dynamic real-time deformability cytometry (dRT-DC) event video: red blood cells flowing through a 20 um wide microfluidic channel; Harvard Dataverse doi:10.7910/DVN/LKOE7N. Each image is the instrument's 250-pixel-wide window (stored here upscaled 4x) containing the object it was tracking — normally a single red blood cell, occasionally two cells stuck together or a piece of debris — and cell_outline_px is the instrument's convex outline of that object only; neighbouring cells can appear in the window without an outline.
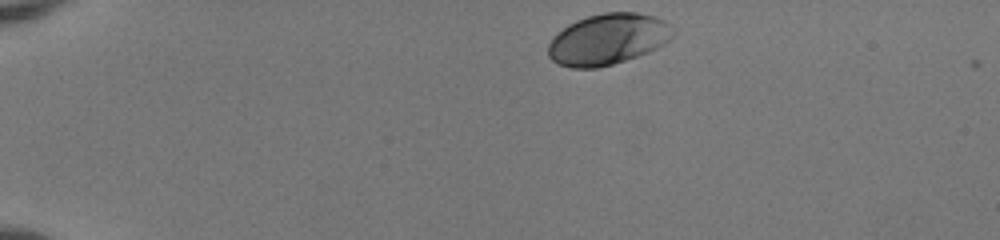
{"species": "human", "species_latin": "Homo sapiens", "temperature_condition": "room temperature", "stored_images_in_passage": 43, "camera_frame_rate_fps": 3000, "um_per_image_px": 0.085, "donor": {"sex": "female"}, "frame": {"image": 1, "passage_image": 1, "time_ms": 0.0, "image_size_px": [1000, 240], "cell_outline_px": [[676, 36], [664, 44], [648, 52], [612, 64], [596, 68], [572, 68], [560, 64], [552, 60], [548, 56], [548, 44], [568, 24], [576, 20], [588, 16], [604, 12], [636, 12], [656, 16], [664, 20], [676, 32]], "centroid_in_image_um": [51.72, 3.32], "position_along_channel_um": 33.3, "area_um2": 37.05}}
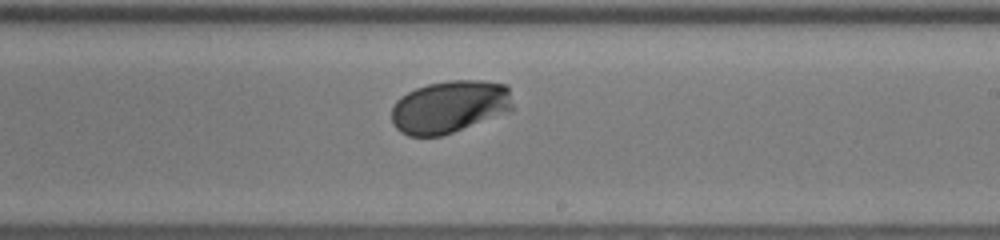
{"frame": {"image": 2, "passage_image": 24, "time_ms": 7.667, "image_size_px": [1000, 240], "cell_outline_px": [[512, 112], [440, 136], [408, 136], [400, 132], [392, 124], [392, 108], [396, 100], [400, 96], [416, 88], [428, 84], [448, 80], [480, 80], [508, 84], [512, 104]], "centroid_in_image_um": [38.23, 9.07], "position_along_channel_um": 250.8, "area_um2": 37.51}}
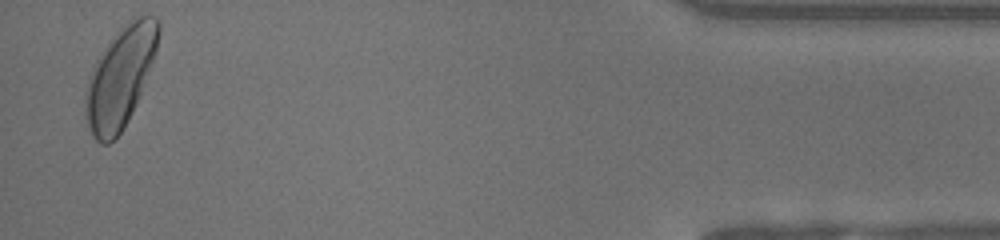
{"frame": {"image": 3, "passage_image": 42, "time_ms": 13.667, "image_size_px": [1000, 240], "cell_outline_px": [[160, 32], [156, 52], [140, 92], [120, 132], [108, 144], [100, 144], [92, 136], [88, 128], [84, 116], [84, 104], [88, 80], [92, 68], [96, 60], [112, 36], [132, 16], [156, 16], [160, 20]], "centroid_in_image_um": [10.19, 6.51], "position_along_channel_um": 425.0, "area_um2": 42.19}, "authors_computed_cell_mechanics": {"area_um2": 36.5874, "velocity_mm_per_s": 3.9637, "shape_relaxation_time_tau1_ms": 1.6331, "shape_relaxation_time_tau2_ms": null, "deformation_change_tau1": 0.1256, "deformation_change_tau2": null}}